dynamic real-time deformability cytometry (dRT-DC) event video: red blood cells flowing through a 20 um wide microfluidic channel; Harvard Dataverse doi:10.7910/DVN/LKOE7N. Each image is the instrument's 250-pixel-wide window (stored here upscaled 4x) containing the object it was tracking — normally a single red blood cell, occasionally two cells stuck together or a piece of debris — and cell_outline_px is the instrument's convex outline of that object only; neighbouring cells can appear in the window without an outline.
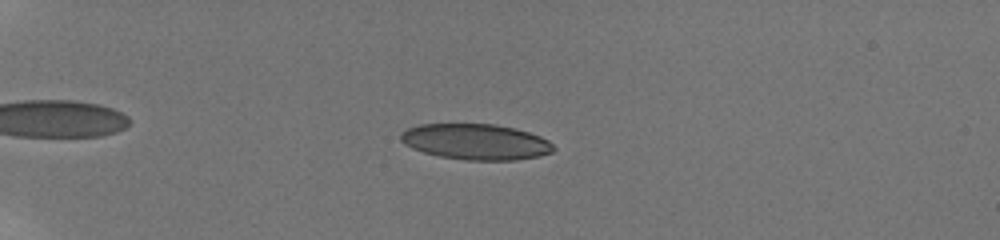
{"species": "human", "species_latin": "Homo sapiens", "temperature_condition": "room temperature", "stored_images_in_passage": 54, "camera_frame_rate_fps": 3000, "um_per_image_px": 0.085, "donor": {"sex": "male"}, "frame": {"image": 1, "passage_image": 14, "time_ms": 4.333, "image_size_px": [1000, 240], "cell_outline_px": [[556, 148], [552, 152], [540, 156], [516, 160], [468, 160], [440, 156], [424, 152], [412, 148], [404, 144], [400, 140], [400, 132], [408, 128], [420, 124], [496, 124], [516, 128], [540, 136], [548, 140]], "centroid_in_image_um": [40.45, 12.05], "position_along_channel_um": 44.5, "area_um2": 31.96}}
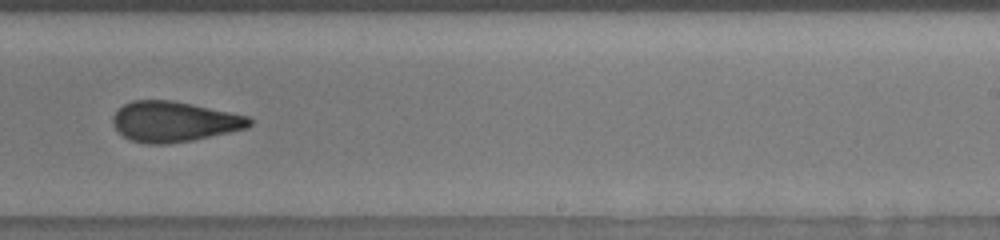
{"frame": {"image": 2, "passage_image": 37, "time_ms": 12.0, "image_size_px": [1000, 240], "cell_outline_px": [[252, 124], [248, 128], [192, 140], [164, 144], [148, 144], [132, 140], [124, 136], [112, 124], [112, 116], [124, 104], [132, 100], [172, 100], [192, 104], [248, 116], [252, 120]], "centroid_in_image_um": [14.79, 10.33], "position_along_channel_um": 274.2, "area_um2": 31.91}}
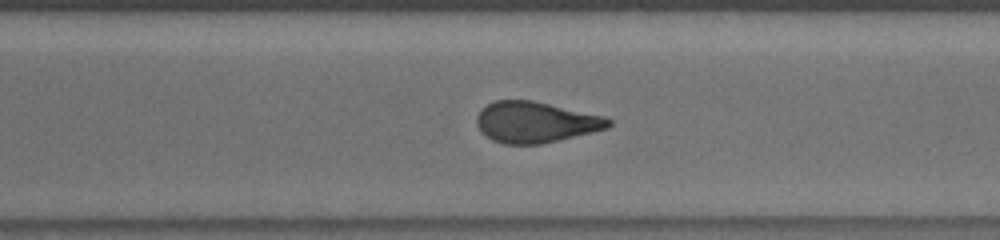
{"frame": {"image": 3, "passage_image": 41, "time_ms": 13.333, "image_size_px": [1000, 240], "cell_outline_px": [[612, 124], [608, 128], [540, 144], [504, 144], [492, 140], [476, 124], [476, 116], [480, 108], [496, 100], [532, 100], [604, 116], [612, 120]], "centroid_in_image_um": [45.51, 10.37], "position_along_channel_um": 325.1, "area_um2": 31.21}, "authors_computed_cell_mechanics": {"area_um2": 31.9923, "velocity_mm_per_s": 3.8234, "shape_relaxation_time_tau1_ms": null, "shape_relaxation_time_tau2_ms": 1.8803, "deformation_change_tau1": null, "deformation_change_tau2": 0.0993}}